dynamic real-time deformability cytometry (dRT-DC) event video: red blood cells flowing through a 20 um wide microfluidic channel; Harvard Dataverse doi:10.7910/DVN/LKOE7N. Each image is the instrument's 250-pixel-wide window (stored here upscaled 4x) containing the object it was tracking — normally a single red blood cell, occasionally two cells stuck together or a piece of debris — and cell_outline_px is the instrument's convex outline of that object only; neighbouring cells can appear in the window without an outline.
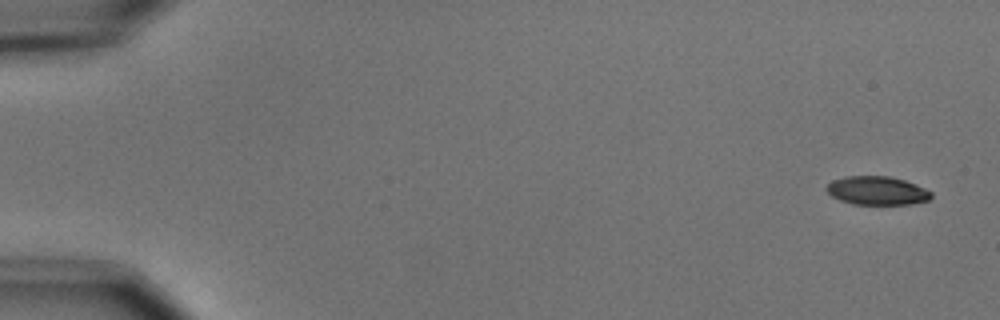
{"species": "common noctule bat (a hibernating species)", "species_latin": "Nyctalus noctula", "temperature_condition": "cold", "stored_images_in_passage": 5, "camera_frame_rate_fps": 3000, "um_per_image_px": 0.085, "animal": {"sex": "male", "body_mass_g": 15.6}, "frame": {"image": 1, "passage_image": 1, "time_ms": 0.0, "image_size_px": [1000, 320], "cell_outline_px": [[932, 196], [928, 200], [912, 204], [852, 204], [840, 200], [832, 196], [824, 188], [832, 180], [844, 176], [888, 176], [904, 180], [916, 184], [932, 192]], "centroid_in_image_um": [74.53, 16.2], "position_along_channel_um": 10.5, "area_um2": 17.46}}
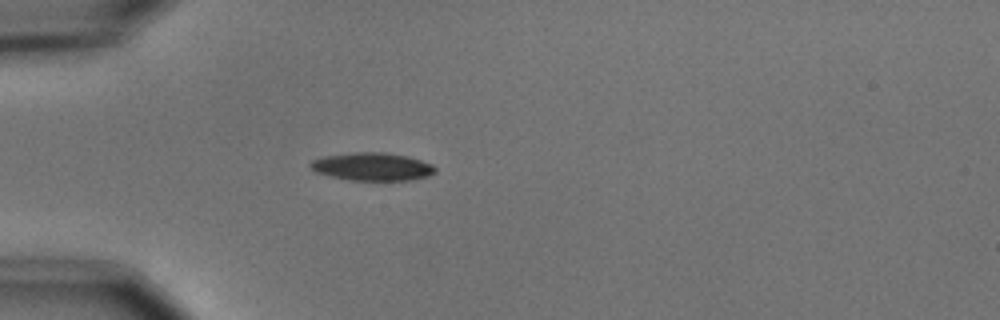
{"frame": {"image": 2, "passage_image": 5, "time_ms": 4.667, "image_size_px": [1000, 320], "cell_outline_px": [[436, 172], [428, 176], [412, 180], [352, 180], [332, 176], [316, 172], [308, 164], [312, 160], [324, 156], [356, 152], [384, 152], [408, 156], [432, 164], [436, 168]], "centroid_in_image_um": [31.67, 14.16], "position_along_channel_um": 53.3, "area_um2": 20.23}}